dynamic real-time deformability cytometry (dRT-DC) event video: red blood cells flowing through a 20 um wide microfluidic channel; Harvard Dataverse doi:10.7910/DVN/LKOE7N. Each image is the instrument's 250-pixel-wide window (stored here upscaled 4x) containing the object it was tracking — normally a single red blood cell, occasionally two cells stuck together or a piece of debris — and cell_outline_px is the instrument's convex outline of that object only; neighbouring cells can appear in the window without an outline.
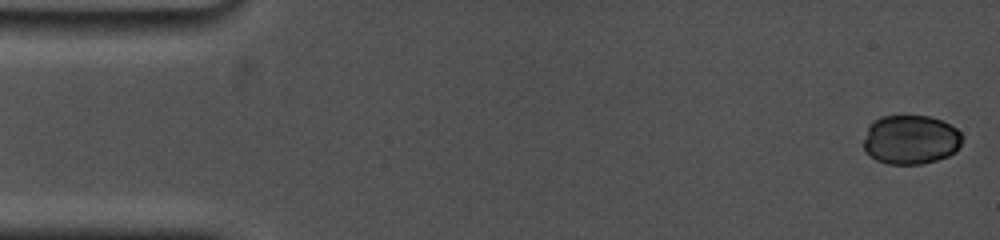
{"species": "common noctule bat (a hibernating species)", "species_latin": "Nyctalus noctula", "temperature_condition": "cold", "stored_images_in_passage": 11, "camera_frame_rate_fps": 5000, "um_per_image_px": 0.085, "animal": {"sex": "female", "body_mass_g": 19.0, "forearm_length_mm": 53.3}, "frame": {"image": 1, "passage_image": 1, "time_ms": 0.0, "image_size_px": [1000, 240], "cell_outline_px": [[964, 136], [956, 152], [948, 156], [936, 160], [920, 164], [888, 164], [876, 160], [864, 148], [864, 140], [868, 124], [872, 120], [880, 116], [928, 116], [940, 120], [956, 128]], "centroid_in_image_um": [77.41, 11.86], "position_along_channel_um": 7.6, "area_um2": 28.38}}
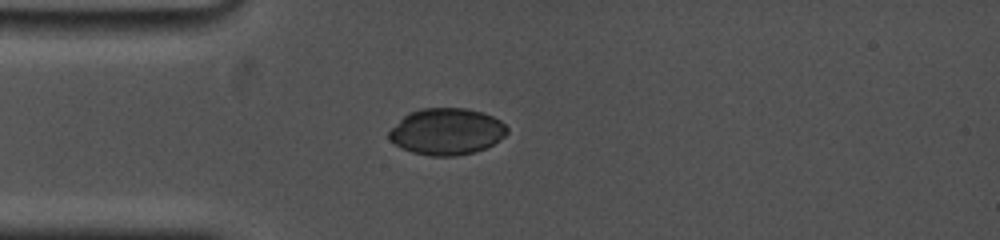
{"frame": {"image": 2, "passage_image": 7, "time_ms": 4.2, "image_size_px": [1000, 240], "cell_outline_px": [[508, 132], [504, 136], [492, 144], [484, 148], [472, 152], [456, 156], [428, 156], [412, 152], [396, 144], [388, 136], [388, 132], [408, 112], [420, 108], [468, 108], [484, 112], [500, 120], [508, 128]], "centroid_in_image_um": [37.98, 11.16], "position_along_channel_um": 47.0, "area_um2": 31.91}}